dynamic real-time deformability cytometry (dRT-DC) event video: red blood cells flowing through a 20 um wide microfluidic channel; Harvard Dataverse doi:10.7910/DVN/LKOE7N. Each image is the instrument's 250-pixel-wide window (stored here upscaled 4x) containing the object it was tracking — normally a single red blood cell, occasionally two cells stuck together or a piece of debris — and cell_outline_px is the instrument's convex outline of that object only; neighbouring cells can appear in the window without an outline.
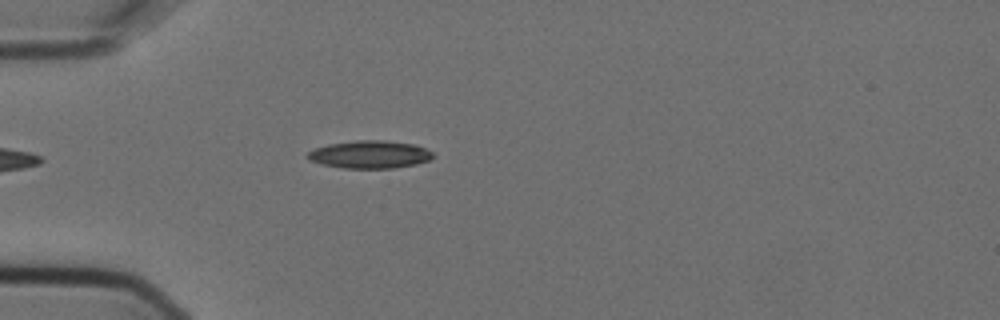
{"species": "Egyptian fruit bat (a non-hibernating species)", "species_latin": "Rousettus aegyptiacus", "temperature_condition": "cold", "stored_images_in_passage": 3, "camera_frame_rate_fps": 3000, "um_per_image_px": 0.085, "animal": {"sex": "female"}, "frame": {"image": 1, "passage_image": 3, "time_ms": 0.667, "image_size_px": [1000, 320], "cell_outline_px": [[432, 156], [428, 160], [416, 164], [392, 168], [344, 168], [320, 164], [308, 160], [304, 156], [308, 152], [316, 148], [328, 144], [356, 140], [384, 140], [416, 144], [432, 152]], "centroid_in_image_um": [31.38, 13.12], "position_along_channel_um": 53.6, "area_um2": 20.29}}